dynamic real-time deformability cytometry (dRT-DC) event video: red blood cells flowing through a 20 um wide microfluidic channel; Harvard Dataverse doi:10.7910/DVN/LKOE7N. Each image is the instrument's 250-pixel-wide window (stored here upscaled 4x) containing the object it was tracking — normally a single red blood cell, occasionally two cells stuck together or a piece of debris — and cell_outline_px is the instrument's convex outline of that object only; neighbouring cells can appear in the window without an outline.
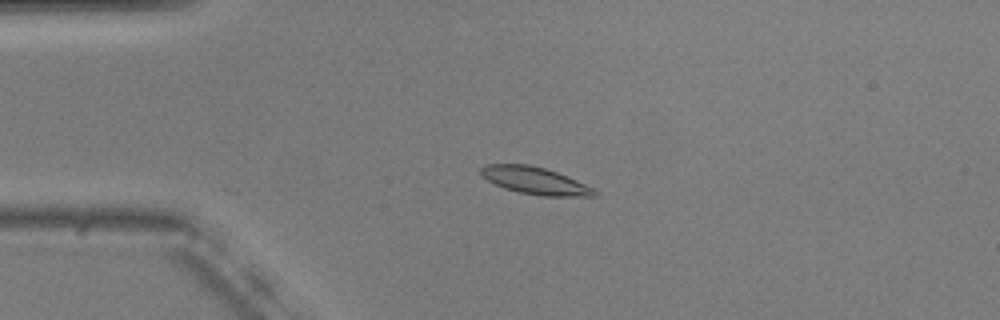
{"species": "common noctule bat (a hibernating species)", "species_latin": "Nyctalus noctula", "temperature_condition": "warm", "stored_images_in_passage": 24, "camera_frame_rate_fps": 3000, "um_per_image_px": 0.085, "animal": {"sex": "male", "body_mass_g": 20.5, "forearm_length_mm": 52.5}, "frame": {"image": 1, "passage_image": 12, "time_ms": 3.667, "image_size_px": [1000, 320], "cell_outline_px": [[600, 192], [596, 196], [540, 196], [520, 192], [504, 188], [480, 176], [480, 168], [484, 164], [528, 164], [544, 168], [556, 172], [576, 180]], "centroid_in_image_um": [45.45, 15.35], "position_along_channel_um": 39.6, "area_um2": 17.92}}
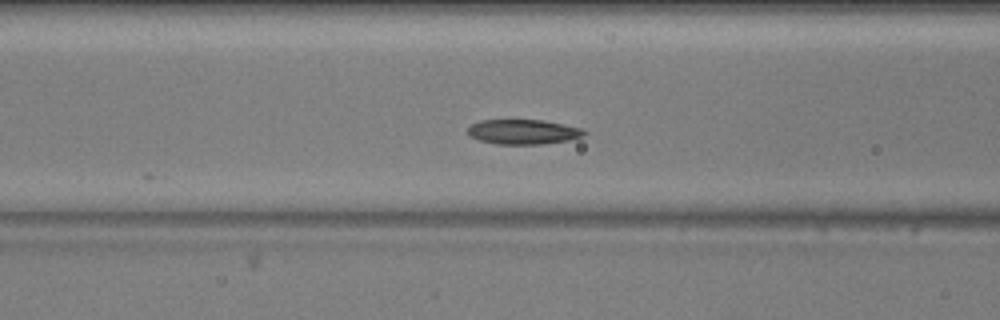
{"frame": {"image": 2, "passage_image": 21, "time_ms": 6.667, "image_size_px": [1000, 320], "cell_outline_px": [[588, 132], [584, 136], [568, 140], [544, 144], [496, 144], [480, 140], [468, 136], [468, 128], [472, 124], [480, 120], [544, 120], [584, 128]], "centroid_in_image_um": [44.51, 11.2], "position_along_channel_um": 122.1, "area_um2": 16.99}}
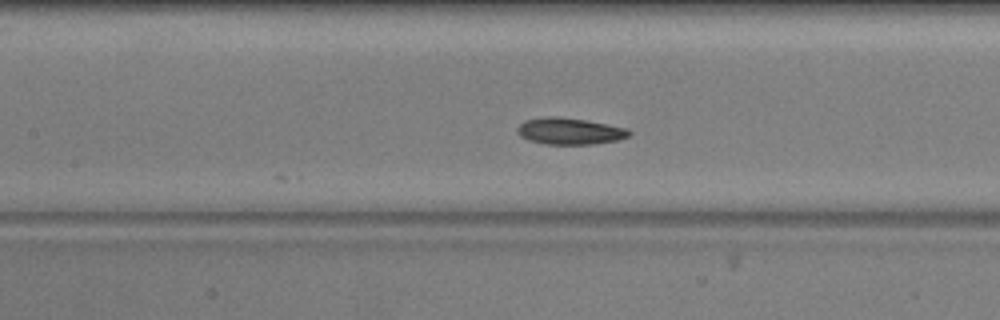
{"frame": {"image": 3, "passage_image": 24, "time_ms": 7.667, "image_size_px": [1000, 320], "cell_outline_px": [[632, 132], [628, 136], [616, 140], [592, 144], [544, 144], [528, 140], [520, 136], [516, 132], [516, 128], [524, 120], [548, 116], [560, 116], [584, 120], [628, 128]], "centroid_in_image_um": [48.38, 11.14], "position_along_channel_um": 159.0, "area_um2": 17.34}}